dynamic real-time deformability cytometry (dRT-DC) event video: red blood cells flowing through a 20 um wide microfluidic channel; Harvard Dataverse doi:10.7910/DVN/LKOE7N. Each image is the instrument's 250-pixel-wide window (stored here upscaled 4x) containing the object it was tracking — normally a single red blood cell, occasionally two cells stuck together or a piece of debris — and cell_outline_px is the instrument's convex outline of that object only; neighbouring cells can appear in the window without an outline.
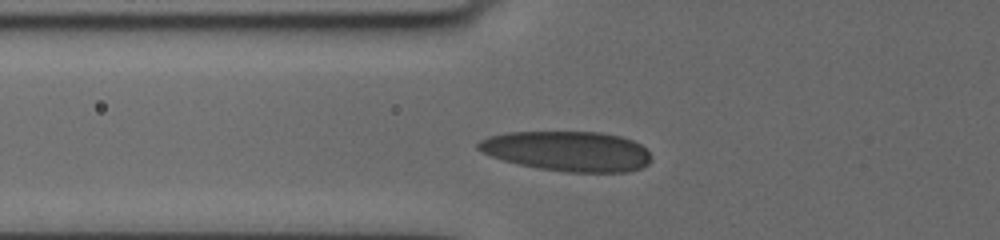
{"species": "human", "species_latin": "Homo sapiens", "temperature_condition": "cold", "stored_images_in_passage": 13, "camera_frame_rate_fps": 3000, "um_per_image_px": 0.085, "donor": {"sex": "female"}, "frame": {"image": 1, "passage_image": 3, "time_ms": 2.0, "image_size_px": [1000, 240], "cell_outline_px": [[648, 164], [640, 168], [628, 172], [568, 172], [536, 168], [516, 164], [480, 152], [476, 148], [476, 144], [480, 140], [488, 136], [508, 132], [600, 132], [620, 136], [632, 140], [640, 144], [648, 152]], "centroid_in_image_um": [48.19, 12.85], "position_along_channel_um": 77.6, "area_um2": 40.34}}
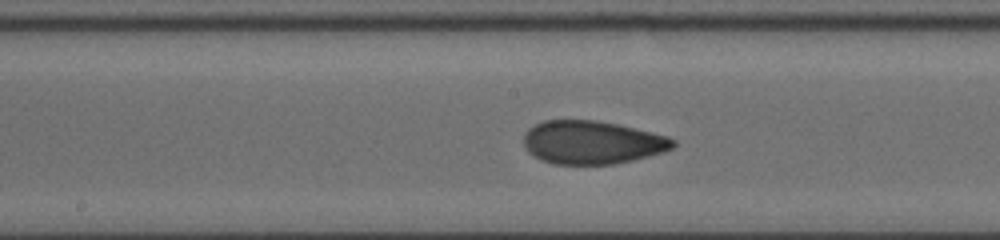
{"frame": {"image": 2, "passage_image": 9, "time_ms": 5.333, "image_size_px": [1000, 240], "cell_outline_px": [[676, 144], [672, 148], [664, 152], [632, 160], [612, 164], [552, 164], [540, 160], [532, 156], [528, 152], [524, 144], [524, 136], [528, 128], [544, 120], [592, 120], [616, 124], [668, 136], [676, 140]], "centroid_in_image_um": [50.31, 12.11], "position_along_channel_um": 197.9, "area_um2": 37.63}}
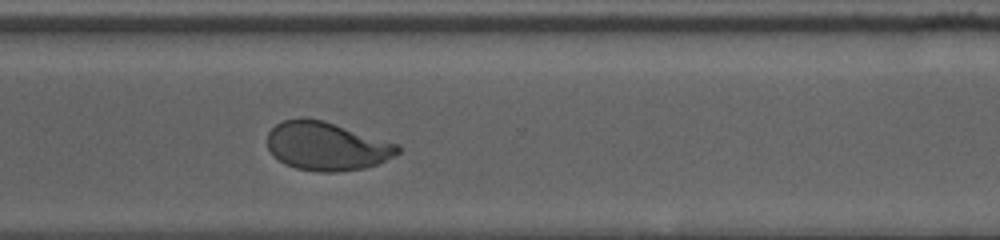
{"frame": {"image": 3, "passage_image": 13, "time_ms": 9.333, "image_size_px": [1000, 240], "cell_outline_px": [[400, 152], [396, 156], [376, 164], [364, 168], [336, 172], [320, 172], [296, 168], [284, 164], [272, 156], [268, 148], [268, 132], [276, 124], [284, 120], [300, 116], [304, 116], [324, 120], [400, 144]], "centroid_in_image_um": [27.76, 12.41], "position_along_channel_um": 342.8, "area_um2": 37.4}}